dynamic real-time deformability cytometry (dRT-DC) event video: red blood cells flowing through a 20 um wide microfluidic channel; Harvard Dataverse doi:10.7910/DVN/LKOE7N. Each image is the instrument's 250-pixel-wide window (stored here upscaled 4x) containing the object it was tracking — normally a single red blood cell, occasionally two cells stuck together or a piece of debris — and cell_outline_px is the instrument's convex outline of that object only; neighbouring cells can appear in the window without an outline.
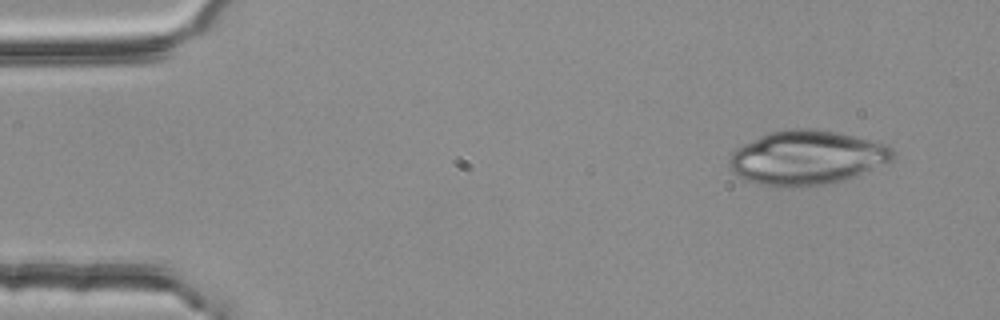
{"species": "common noctule bat (a hibernating species)", "species_latin": "Nyctalus noctula", "temperature_condition": "room temperature", "stored_images_in_passage": 4, "camera_frame_rate_fps": 3000, "um_per_image_px": 0.085, "animal": {"sex": "female", "body_mass_g": 25.1}, "frame": {"image": 1, "passage_image": 1, "time_ms": 0.0, "image_size_px": [1000, 320], "cell_outline_px": [[896, 156], [892, 160], [884, 164], [852, 176], [840, 180], [824, 184], [788, 188], [784, 188], [756, 184], [740, 176], [728, 168], [728, 160], [732, 152], [736, 148], [760, 136], [772, 132], [788, 128], [812, 128], [836, 132], [884, 144], [892, 148]], "centroid_in_image_um": [68.52, 13.4], "position_along_channel_um": 16.5, "area_um2": 51.33}}